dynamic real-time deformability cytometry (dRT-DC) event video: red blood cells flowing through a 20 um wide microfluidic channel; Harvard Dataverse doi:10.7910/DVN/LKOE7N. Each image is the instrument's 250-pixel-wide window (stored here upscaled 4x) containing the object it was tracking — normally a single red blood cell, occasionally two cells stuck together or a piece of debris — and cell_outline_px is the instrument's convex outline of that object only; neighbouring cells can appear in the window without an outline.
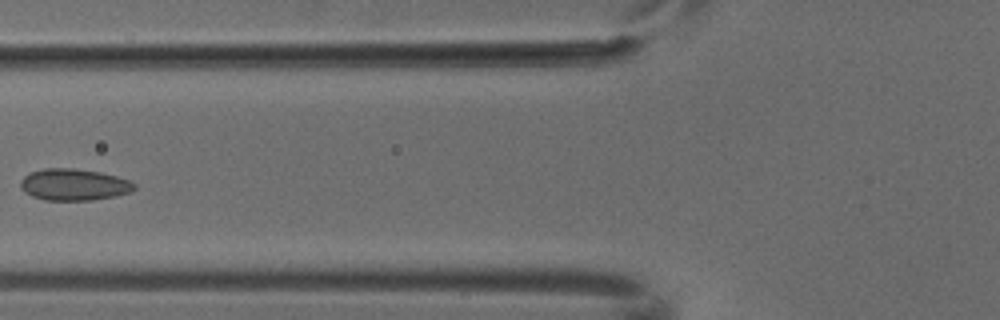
{"species": "common noctule bat (a hibernating species)", "species_latin": "Nyctalus noctula", "temperature_condition": "cold", "stored_images_in_passage": 6, "camera_frame_rate_fps": 3000, "um_per_image_px": 0.085, "animal": {"sex": "male", "body_mass_g": 18.8}, "frame": {"image": 1, "passage_image": 5, "time_ms": 1.333, "image_size_px": [1000, 320], "cell_outline_px": [[136, 188], [128, 192], [116, 196], [92, 200], [44, 200], [32, 196], [24, 192], [20, 188], [20, 180], [24, 176], [32, 172], [44, 168], [72, 168], [100, 172], [132, 180], [136, 184]], "centroid_in_image_um": [6.28, 15.69], "position_along_channel_um": 119.5, "area_um2": 21.1}}
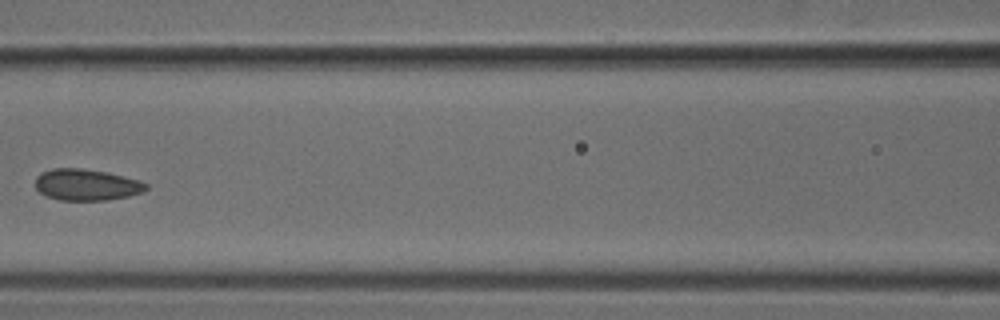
{"frame": {"image": 2, "passage_image": 6, "time_ms": 1.667, "image_size_px": [1000, 320], "cell_outline_px": [[148, 188], [144, 192], [128, 196], [108, 200], [60, 200], [44, 196], [36, 188], [36, 176], [40, 172], [52, 168], [80, 168], [108, 172], [140, 180], [148, 184]], "centroid_in_image_um": [7.35, 15.7], "position_along_channel_um": 159.2, "area_um2": 20.52}}